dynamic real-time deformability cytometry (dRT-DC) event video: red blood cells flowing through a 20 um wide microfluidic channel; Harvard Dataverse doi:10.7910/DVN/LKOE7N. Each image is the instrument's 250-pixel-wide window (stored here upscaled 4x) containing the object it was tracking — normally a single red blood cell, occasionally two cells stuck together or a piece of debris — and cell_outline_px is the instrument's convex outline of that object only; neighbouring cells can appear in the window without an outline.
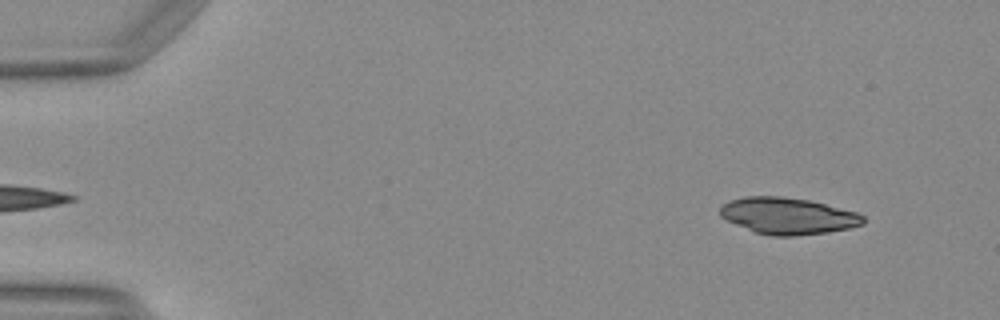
{"species": "Egyptian fruit bat (a non-hibernating species)", "species_latin": "Rousettus aegyptiacus", "temperature_condition": "warm", "stored_images_in_passage": 13, "camera_frame_rate_fps": 3000, "um_per_image_px": 0.085, "animal": {"sex": "female"}, "frame": {"image": 1, "passage_image": 2, "time_ms": 0.333, "image_size_px": [1000, 320], "cell_outline_px": [[864, 224], [848, 228], [828, 232], [792, 236], [772, 236], [756, 232], [736, 224], [720, 216], [720, 208], [724, 204], [732, 200], [744, 196], [780, 196], [808, 200], [856, 212], [864, 216]], "centroid_in_image_um": [66.97, 18.35], "position_along_channel_um": 18.0, "area_um2": 30.11}}
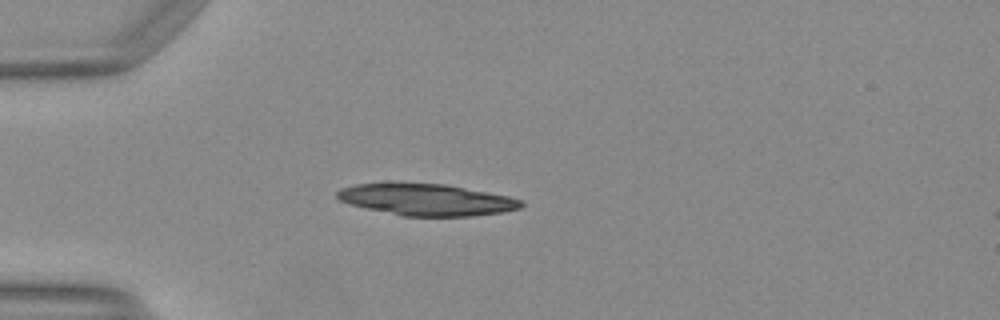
{"frame": {"image": 2, "passage_image": 11, "time_ms": 3.333, "image_size_px": [1000, 320], "cell_outline_px": [[524, 204], [520, 208], [504, 212], [472, 216], [404, 216], [348, 204], [340, 200], [336, 196], [336, 192], [340, 188], [356, 184], [444, 184], [488, 192], [508, 196], [520, 200]], "centroid_in_image_um": [36.27, 16.98], "position_along_channel_um": 48.7, "area_um2": 33.41}}